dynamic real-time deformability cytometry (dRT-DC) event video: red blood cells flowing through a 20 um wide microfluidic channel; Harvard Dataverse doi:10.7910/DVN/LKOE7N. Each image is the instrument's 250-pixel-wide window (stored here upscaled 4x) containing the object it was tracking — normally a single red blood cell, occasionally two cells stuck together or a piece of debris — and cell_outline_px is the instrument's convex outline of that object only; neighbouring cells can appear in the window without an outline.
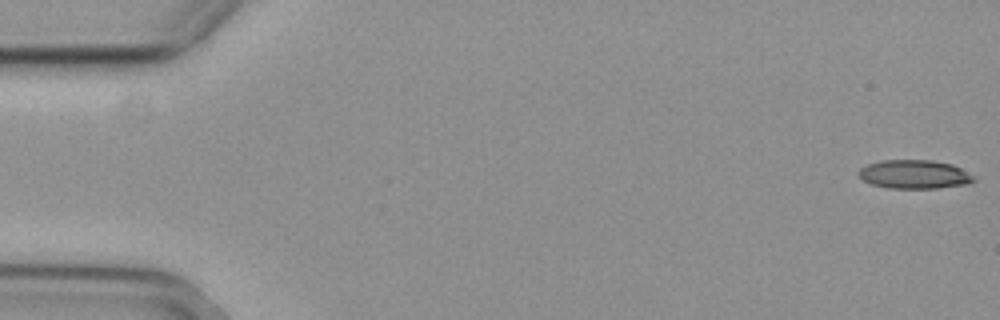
{"species": "common noctule bat (a hibernating species)", "species_latin": "Nyctalus noctula", "temperature_condition": "cold", "stored_images_in_passage": 56, "camera_frame_rate_fps": 3000, "um_per_image_px": 0.085, "animal": {"sex": "female", "body_mass_g": 29.2, "forearm_length_mm": 56.3}, "frame": {"image": 1, "passage_image": 1, "time_ms": 0.0, "image_size_px": [1000, 320], "cell_outline_px": [[976, 180], [968, 184], [936, 188], [888, 188], [872, 184], [864, 180], [860, 176], [860, 168], [868, 164], [880, 160], [932, 160], [952, 164], [976, 176]], "centroid_in_image_um": [77.77, 14.81], "position_along_channel_um": 7.2, "area_um2": 19.25}}
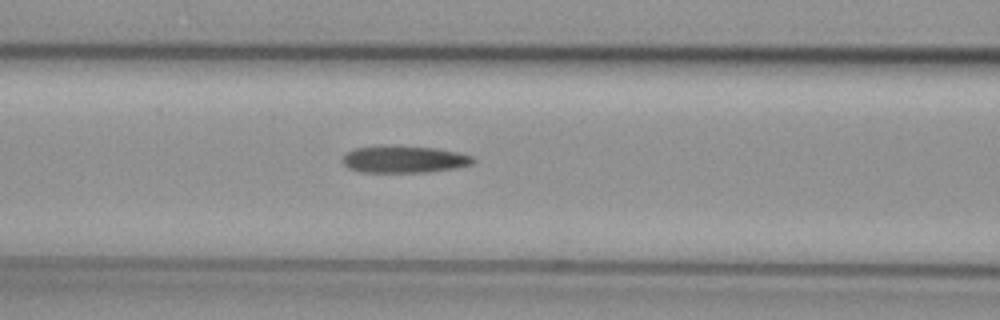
{"frame": {"image": 2, "passage_image": 23, "time_ms": 7.333, "image_size_px": [1000, 320], "cell_outline_px": [[476, 160], [472, 164], [456, 168], [428, 172], [360, 172], [348, 168], [340, 160], [344, 152], [356, 148], [376, 144], [396, 144], [436, 148], [460, 152], [472, 156]], "centroid_in_image_um": [34.3, 13.51], "position_along_channel_um": 132.3, "area_um2": 21.44}}
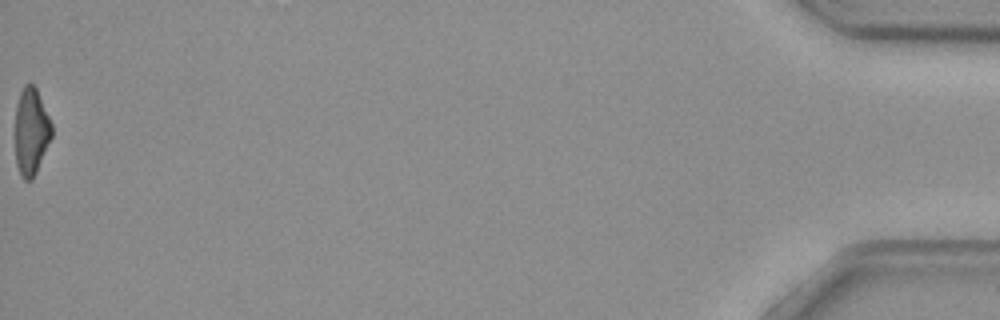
{"frame": {"image": 3, "passage_image": 56, "time_ms": 18.333, "image_size_px": [1000, 320], "cell_outline_px": [[52, 136], [36, 172], [32, 180], [24, 180], [20, 176], [16, 164], [16, 104], [20, 92], [24, 84], [32, 84], [36, 88], [52, 124]], "centroid_in_image_um": [2.64, 11.19], "position_along_channel_um": 432.6, "area_um2": 18.38}, "authors_computed_cell_mechanics": {"area_um2": 20.5479, "velocity_mm_per_s": 3.7194, "shape_relaxation_time_tau1_ms": 8.0562, "shape_relaxation_time_tau2_ms": 4.6828, "deformation_change_tau1": 0.2114, "deformation_change_tau2": 0.1582}}